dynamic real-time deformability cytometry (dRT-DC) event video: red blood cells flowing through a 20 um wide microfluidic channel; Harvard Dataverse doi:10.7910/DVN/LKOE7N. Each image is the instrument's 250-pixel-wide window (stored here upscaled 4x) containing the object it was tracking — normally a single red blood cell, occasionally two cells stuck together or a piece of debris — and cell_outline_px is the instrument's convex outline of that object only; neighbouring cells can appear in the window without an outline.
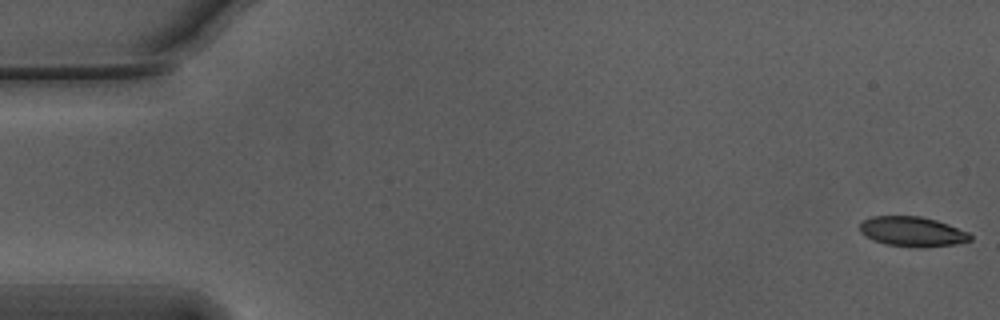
{"species": "Egyptian fruit bat (a non-hibernating species)", "species_latin": "Rousettus aegyptiacus", "temperature_condition": "warm", "stored_images_in_passage": 55, "camera_frame_rate_fps": 3000, "um_per_image_px": 0.085, "animal": {"sex": "male"}, "frame": {"image": 1, "passage_image": 1, "time_ms": 0.0, "image_size_px": [1000, 320], "cell_outline_px": [[972, 240], [956, 244], [888, 244], [864, 236], [860, 232], [860, 224], [864, 220], [872, 216], [920, 216], [936, 220], [948, 224], [968, 232], [972, 236]], "centroid_in_image_um": [77.53, 19.62], "position_along_channel_um": 7.5, "area_um2": 18.15}}
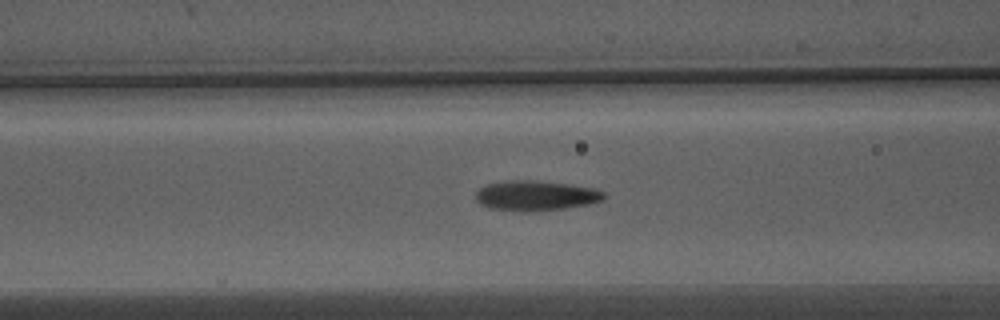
{"frame": {"image": 2, "passage_image": 22, "time_ms": 7.0, "image_size_px": [1000, 320], "cell_outline_px": [[604, 200], [564, 208], [536, 212], [520, 212], [488, 208], [480, 204], [476, 200], [476, 192], [480, 188], [488, 184], [504, 180], [536, 180], [568, 184], [592, 188], [604, 192]], "centroid_in_image_um": [45.48, 16.64], "position_along_channel_um": 121.1, "area_um2": 22.54}}
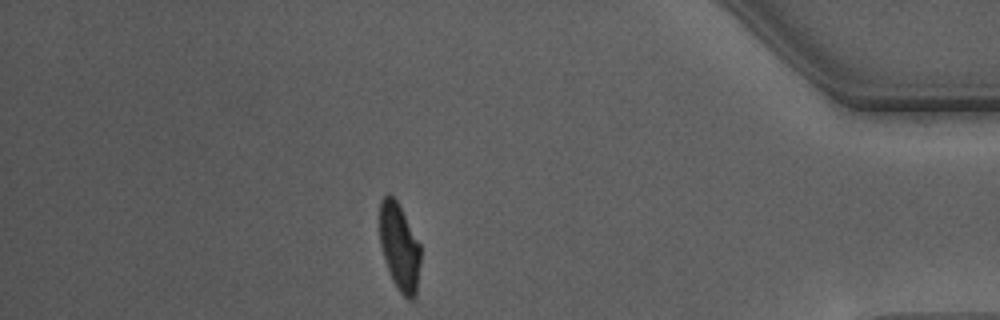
{"frame": {"image": 3, "passage_image": 48, "time_ms": 15.667, "image_size_px": [1000, 320], "cell_outline_px": [[420, 260], [416, 296], [412, 300], [408, 300], [400, 292], [392, 280], [380, 244], [380, 200], [388, 192], [396, 200], [420, 244]], "centroid_in_image_um": [33.95, 21.01], "position_along_channel_um": 401.2, "area_um2": 20.52}, "authors_computed_cell_mechanics": {"area_um2": 21.2704, "velocity_mm_per_s": 3.7452, "shape_relaxation_time_tau1_ms": 5.6559, "shape_relaxation_time_tau2_ms": 0.8344, "deformation_change_tau1": 0.2028, "deformation_change_tau2": 0.0654}}